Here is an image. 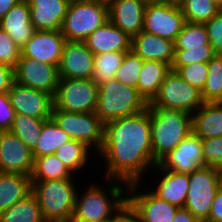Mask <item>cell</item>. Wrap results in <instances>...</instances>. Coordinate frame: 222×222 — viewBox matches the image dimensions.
I'll use <instances>...</instances> for the list:
<instances>
[{
	"mask_svg": "<svg viewBox=\"0 0 222 222\" xmlns=\"http://www.w3.org/2000/svg\"><path fill=\"white\" fill-rule=\"evenodd\" d=\"M98 153L106 164L104 178L128 185L143 182L148 169L158 164L152 152L151 108L105 123Z\"/></svg>",
	"mask_w": 222,
	"mask_h": 222,
	"instance_id": "obj_1",
	"label": "cell"
},
{
	"mask_svg": "<svg viewBox=\"0 0 222 222\" xmlns=\"http://www.w3.org/2000/svg\"><path fill=\"white\" fill-rule=\"evenodd\" d=\"M102 181L110 188L90 183L83 194L77 192L72 219L81 222H110L127 206V190L124 189L128 188V184L106 178Z\"/></svg>",
	"mask_w": 222,
	"mask_h": 222,
	"instance_id": "obj_2",
	"label": "cell"
},
{
	"mask_svg": "<svg viewBox=\"0 0 222 222\" xmlns=\"http://www.w3.org/2000/svg\"><path fill=\"white\" fill-rule=\"evenodd\" d=\"M151 108L153 158L158 163L192 132V114L176 108Z\"/></svg>",
	"mask_w": 222,
	"mask_h": 222,
	"instance_id": "obj_3",
	"label": "cell"
},
{
	"mask_svg": "<svg viewBox=\"0 0 222 222\" xmlns=\"http://www.w3.org/2000/svg\"><path fill=\"white\" fill-rule=\"evenodd\" d=\"M73 178L32 182V193L37 197L46 222H67L72 218L77 189Z\"/></svg>",
	"mask_w": 222,
	"mask_h": 222,
	"instance_id": "obj_4",
	"label": "cell"
},
{
	"mask_svg": "<svg viewBox=\"0 0 222 222\" xmlns=\"http://www.w3.org/2000/svg\"><path fill=\"white\" fill-rule=\"evenodd\" d=\"M148 106L137 88L124 85L114 78L99 86L95 113L105 124L116 118L138 114Z\"/></svg>",
	"mask_w": 222,
	"mask_h": 222,
	"instance_id": "obj_5",
	"label": "cell"
},
{
	"mask_svg": "<svg viewBox=\"0 0 222 222\" xmlns=\"http://www.w3.org/2000/svg\"><path fill=\"white\" fill-rule=\"evenodd\" d=\"M109 20L107 0H71L61 33L66 41H85Z\"/></svg>",
	"mask_w": 222,
	"mask_h": 222,
	"instance_id": "obj_6",
	"label": "cell"
},
{
	"mask_svg": "<svg viewBox=\"0 0 222 222\" xmlns=\"http://www.w3.org/2000/svg\"><path fill=\"white\" fill-rule=\"evenodd\" d=\"M222 185V170L203 166L189 174L185 208L198 220L208 219L212 202Z\"/></svg>",
	"mask_w": 222,
	"mask_h": 222,
	"instance_id": "obj_7",
	"label": "cell"
},
{
	"mask_svg": "<svg viewBox=\"0 0 222 222\" xmlns=\"http://www.w3.org/2000/svg\"><path fill=\"white\" fill-rule=\"evenodd\" d=\"M51 118L72 139L85 143L98 154L103 145L104 123L95 112L74 113L53 107Z\"/></svg>",
	"mask_w": 222,
	"mask_h": 222,
	"instance_id": "obj_8",
	"label": "cell"
},
{
	"mask_svg": "<svg viewBox=\"0 0 222 222\" xmlns=\"http://www.w3.org/2000/svg\"><path fill=\"white\" fill-rule=\"evenodd\" d=\"M99 86L92 79L60 78L54 108L74 113L95 112Z\"/></svg>",
	"mask_w": 222,
	"mask_h": 222,
	"instance_id": "obj_9",
	"label": "cell"
},
{
	"mask_svg": "<svg viewBox=\"0 0 222 222\" xmlns=\"http://www.w3.org/2000/svg\"><path fill=\"white\" fill-rule=\"evenodd\" d=\"M203 104L201 91L171 70L161 84L158 95L149 103V106L176 108L193 114Z\"/></svg>",
	"mask_w": 222,
	"mask_h": 222,
	"instance_id": "obj_10",
	"label": "cell"
},
{
	"mask_svg": "<svg viewBox=\"0 0 222 222\" xmlns=\"http://www.w3.org/2000/svg\"><path fill=\"white\" fill-rule=\"evenodd\" d=\"M185 23V17L178 3L147 2L143 31L175 42Z\"/></svg>",
	"mask_w": 222,
	"mask_h": 222,
	"instance_id": "obj_11",
	"label": "cell"
},
{
	"mask_svg": "<svg viewBox=\"0 0 222 222\" xmlns=\"http://www.w3.org/2000/svg\"><path fill=\"white\" fill-rule=\"evenodd\" d=\"M142 182L128 185L127 205L139 222H172L179 207L158 198L150 191L140 192ZM139 192V193H138Z\"/></svg>",
	"mask_w": 222,
	"mask_h": 222,
	"instance_id": "obj_12",
	"label": "cell"
},
{
	"mask_svg": "<svg viewBox=\"0 0 222 222\" xmlns=\"http://www.w3.org/2000/svg\"><path fill=\"white\" fill-rule=\"evenodd\" d=\"M14 74L16 83L46 92L53 97L60 80L58 66L27 57L19 58Z\"/></svg>",
	"mask_w": 222,
	"mask_h": 222,
	"instance_id": "obj_13",
	"label": "cell"
},
{
	"mask_svg": "<svg viewBox=\"0 0 222 222\" xmlns=\"http://www.w3.org/2000/svg\"><path fill=\"white\" fill-rule=\"evenodd\" d=\"M33 166L32 150L10 131H0V172L31 176Z\"/></svg>",
	"mask_w": 222,
	"mask_h": 222,
	"instance_id": "obj_14",
	"label": "cell"
},
{
	"mask_svg": "<svg viewBox=\"0 0 222 222\" xmlns=\"http://www.w3.org/2000/svg\"><path fill=\"white\" fill-rule=\"evenodd\" d=\"M16 114L37 119H50L54 107L53 96L30 87L13 83L8 92Z\"/></svg>",
	"mask_w": 222,
	"mask_h": 222,
	"instance_id": "obj_15",
	"label": "cell"
},
{
	"mask_svg": "<svg viewBox=\"0 0 222 222\" xmlns=\"http://www.w3.org/2000/svg\"><path fill=\"white\" fill-rule=\"evenodd\" d=\"M158 165L177 173H192L204 166L202 139L191 132L175 149L166 154Z\"/></svg>",
	"mask_w": 222,
	"mask_h": 222,
	"instance_id": "obj_16",
	"label": "cell"
},
{
	"mask_svg": "<svg viewBox=\"0 0 222 222\" xmlns=\"http://www.w3.org/2000/svg\"><path fill=\"white\" fill-rule=\"evenodd\" d=\"M58 69L63 79H92L94 54L84 42L66 41Z\"/></svg>",
	"mask_w": 222,
	"mask_h": 222,
	"instance_id": "obj_17",
	"label": "cell"
},
{
	"mask_svg": "<svg viewBox=\"0 0 222 222\" xmlns=\"http://www.w3.org/2000/svg\"><path fill=\"white\" fill-rule=\"evenodd\" d=\"M65 37L59 31H36L21 48V56L59 66Z\"/></svg>",
	"mask_w": 222,
	"mask_h": 222,
	"instance_id": "obj_18",
	"label": "cell"
},
{
	"mask_svg": "<svg viewBox=\"0 0 222 222\" xmlns=\"http://www.w3.org/2000/svg\"><path fill=\"white\" fill-rule=\"evenodd\" d=\"M109 21L133 38L143 30L144 0H107Z\"/></svg>",
	"mask_w": 222,
	"mask_h": 222,
	"instance_id": "obj_19",
	"label": "cell"
},
{
	"mask_svg": "<svg viewBox=\"0 0 222 222\" xmlns=\"http://www.w3.org/2000/svg\"><path fill=\"white\" fill-rule=\"evenodd\" d=\"M36 31H59L71 0H27Z\"/></svg>",
	"mask_w": 222,
	"mask_h": 222,
	"instance_id": "obj_20",
	"label": "cell"
},
{
	"mask_svg": "<svg viewBox=\"0 0 222 222\" xmlns=\"http://www.w3.org/2000/svg\"><path fill=\"white\" fill-rule=\"evenodd\" d=\"M83 42L94 55H99L107 52L130 51L132 38L108 20Z\"/></svg>",
	"mask_w": 222,
	"mask_h": 222,
	"instance_id": "obj_21",
	"label": "cell"
},
{
	"mask_svg": "<svg viewBox=\"0 0 222 222\" xmlns=\"http://www.w3.org/2000/svg\"><path fill=\"white\" fill-rule=\"evenodd\" d=\"M131 50L144 61H161L172 66L174 61V41L141 30L132 38Z\"/></svg>",
	"mask_w": 222,
	"mask_h": 222,
	"instance_id": "obj_22",
	"label": "cell"
},
{
	"mask_svg": "<svg viewBox=\"0 0 222 222\" xmlns=\"http://www.w3.org/2000/svg\"><path fill=\"white\" fill-rule=\"evenodd\" d=\"M0 28L5 30L12 40L22 48L36 32L31 23V11L27 0L14 5L0 20Z\"/></svg>",
	"mask_w": 222,
	"mask_h": 222,
	"instance_id": "obj_23",
	"label": "cell"
},
{
	"mask_svg": "<svg viewBox=\"0 0 222 222\" xmlns=\"http://www.w3.org/2000/svg\"><path fill=\"white\" fill-rule=\"evenodd\" d=\"M153 169H157L161 177L157 179L159 182L156 181V188L151 192L169 204L184 207L189 188V174L162 169L158 164Z\"/></svg>",
	"mask_w": 222,
	"mask_h": 222,
	"instance_id": "obj_24",
	"label": "cell"
},
{
	"mask_svg": "<svg viewBox=\"0 0 222 222\" xmlns=\"http://www.w3.org/2000/svg\"><path fill=\"white\" fill-rule=\"evenodd\" d=\"M192 132L201 139L222 137V102H204L192 114Z\"/></svg>",
	"mask_w": 222,
	"mask_h": 222,
	"instance_id": "obj_25",
	"label": "cell"
},
{
	"mask_svg": "<svg viewBox=\"0 0 222 222\" xmlns=\"http://www.w3.org/2000/svg\"><path fill=\"white\" fill-rule=\"evenodd\" d=\"M31 193V176L0 172V213Z\"/></svg>",
	"mask_w": 222,
	"mask_h": 222,
	"instance_id": "obj_26",
	"label": "cell"
},
{
	"mask_svg": "<svg viewBox=\"0 0 222 222\" xmlns=\"http://www.w3.org/2000/svg\"><path fill=\"white\" fill-rule=\"evenodd\" d=\"M171 70V66L164 62L144 61L136 88L148 104L158 95L161 84Z\"/></svg>",
	"mask_w": 222,
	"mask_h": 222,
	"instance_id": "obj_27",
	"label": "cell"
},
{
	"mask_svg": "<svg viewBox=\"0 0 222 222\" xmlns=\"http://www.w3.org/2000/svg\"><path fill=\"white\" fill-rule=\"evenodd\" d=\"M72 138L50 118L44 121L36 147L32 151L33 158L54 154L56 149Z\"/></svg>",
	"mask_w": 222,
	"mask_h": 222,
	"instance_id": "obj_28",
	"label": "cell"
},
{
	"mask_svg": "<svg viewBox=\"0 0 222 222\" xmlns=\"http://www.w3.org/2000/svg\"><path fill=\"white\" fill-rule=\"evenodd\" d=\"M0 222H46L37 197L31 193L0 213Z\"/></svg>",
	"mask_w": 222,
	"mask_h": 222,
	"instance_id": "obj_29",
	"label": "cell"
},
{
	"mask_svg": "<svg viewBox=\"0 0 222 222\" xmlns=\"http://www.w3.org/2000/svg\"><path fill=\"white\" fill-rule=\"evenodd\" d=\"M74 174L65 166L55 154L34 159L31 182L74 178Z\"/></svg>",
	"mask_w": 222,
	"mask_h": 222,
	"instance_id": "obj_30",
	"label": "cell"
},
{
	"mask_svg": "<svg viewBox=\"0 0 222 222\" xmlns=\"http://www.w3.org/2000/svg\"><path fill=\"white\" fill-rule=\"evenodd\" d=\"M90 151L93 152L85 143L72 139L56 149L54 154L73 174H75V172H80L89 164L87 162L90 158Z\"/></svg>",
	"mask_w": 222,
	"mask_h": 222,
	"instance_id": "obj_31",
	"label": "cell"
},
{
	"mask_svg": "<svg viewBox=\"0 0 222 222\" xmlns=\"http://www.w3.org/2000/svg\"><path fill=\"white\" fill-rule=\"evenodd\" d=\"M186 22L204 24L222 8L211 0H180L178 2Z\"/></svg>",
	"mask_w": 222,
	"mask_h": 222,
	"instance_id": "obj_32",
	"label": "cell"
},
{
	"mask_svg": "<svg viewBox=\"0 0 222 222\" xmlns=\"http://www.w3.org/2000/svg\"><path fill=\"white\" fill-rule=\"evenodd\" d=\"M45 120L47 119L16 114L9 131L20 138L33 151Z\"/></svg>",
	"mask_w": 222,
	"mask_h": 222,
	"instance_id": "obj_33",
	"label": "cell"
},
{
	"mask_svg": "<svg viewBox=\"0 0 222 222\" xmlns=\"http://www.w3.org/2000/svg\"><path fill=\"white\" fill-rule=\"evenodd\" d=\"M126 52H107L94 55V74L92 80L100 86L115 78Z\"/></svg>",
	"mask_w": 222,
	"mask_h": 222,
	"instance_id": "obj_34",
	"label": "cell"
},
{
	"mask_svg": "<svg viewBox=\"0 0 222 222\" xmlns=\"http://www.w3.org/2000/svg\"><path fill=\"white\" fill-rule=\"evenodd\" d=\"M174 45L175 50L205 49V45H210L205 25L186 22Z\"/></svg>",
	"mask_w": 222,
	"mask_h": 222,
	"instance_id": "obj_35",
	"label": "cell"
},
{
	"mask_svg": "<svg viewBox=\"0 0 222 222\" xmlns=\"http://www.w3.org/2000/svg\"><path fill=\"white\" fill-rule=\"evenodd\" d=\"M204 102H222V55L216 54L208 62V73L201 91Z\"/></svg>",
	"mask_w": 222,
	"mask_h": 222,
	"instance_id": "obj_36",
	"label": "cell"
},
{
	"mask_svg": "<svg viewBox=\"0 0 222 222\" xmlns=\"http://www.w3.org/2000/svg\"><path fill=\"white\" fill-rule=\"evenodd\" d=\"M143 63L144 60L133 50L127 51L122 64L116 71L115 78L124 85L136 88Z\"/></svg>",
	"mask_w": 222,
	"mask_h": 222,
	"instance_id": "obj_37",
	"label": "cell"
},
{
	"mask_svg": "<svg viewBox=\"0 0 222 222\" xmlns=\"http://www.w3.org/2000/svg\"><path fill=\"white\" fill-rule=\"evenodd\" d=\"M183 80L202 91L208 73V63L195 62L186 66L171 67Z\"/></svg>",
	"mask_w": 222,
	"mask_h": 222,
	"instance_id": "obj_38",
	"label": "cell"
},
{
	"mask_svg": "<svg viewBox=\"0 0 222 222\" xmlns=\"http://www.w3.org/2000/svg\"><path fill=\"white\" fill-rule=\"evenodd\" d=\"M215 55L211 45H205V49L175 50L171 67L186 66L195 62L208 63Z\"/></svg>",
	"mask_w": 222,
	"mask_h": 222,
	"instance_id": "obj_39",
	"label": "cell"
},
{
	"mask_svg": "<svg viewBox=\"0 0 222 222\" xmlns=\"http://www.w3.org/2000/svg\"><path fill=\"white\" fill-rule=\"evenodd\" d=\"M20 56L21 48L0 28V64L15 68Z\"/></svg>",
	"mask_w": 222,
	"mask_h": 222,
	"instance_id": "obj_40",
	"label": "cell"
},
{
	"mask_svg": "<svg viewBox=\"0 0 222 222\" xmlns=\"http://www.w3.org/2000/svg\"><path fill=\"white\" fill-rule=\"evenodd\" d=\"M204 166L222 170V137L202 139Z\"/></svg>",
	"mask_w": 222,
	"mask_h": 222,
	"instance_id": "obj_41",
	"label": "cell"
},
{
	"mask_svg": "<svg viewBox=\"0 0 222 222\" xmlns=\"http://www.w3.org/2000/svg\"><path fill=\"white\" fill-rule=\"evenodd\" d=\"M204 25L214 52L222 55V9L210 21L205 22Z\"/></svg>",
	"mask_w": 222,
	"mask_h": 222,
	"instance_id": "obj_42",
	"label": "cell"
},
{
	"mask_svg": "<svg viewBox=\"0 0 222 222\" xmlns=\"http://www.w3.org/2000/svg\"><path fill=\"white\" fill-rule=\"evenodd\" d=\"M8 93L0 94V131H9L15 118Z\"/></svg>",
	"mask_w": 222,
	"mask_h": 222,
	"instance_id": "obj_43",
	"label": "cell"
},
{
	"mask_svg": "<svg viewBox=\"0 0 222 222\" xmlns=\"http://www.w3.org/2000/svg\"><path fill=\"white\" fill-rule=\"evenodd\" d=\"M14 82V68L5 64H0V94L8 93Z\"/></svg>",
	"mask_w": 222,
	"mask_h": 222,
	"instance_id": "obj_44",
	"label": "cell"
},
{
	"mask_svg": "<svg viewBox=\"0 0 222 222\" xmlns=\"http://www.w3.org/2000/svg\"><path fill=\"white\" fill-rule=\"evenodd\" d=\"M208 220L222 222V185L216 191Z\"/></svg>",
	"mask_w": 222,
	"mask_h": 222,
	"instance_id": "obj_45",
	"label": "cell"
},
{
	"mask_svg": "<svg viewBox=\"0 0 222 222\" xmlns=\"http://www.w3.org/2000/svg\"><path fill=\"white\" fill-rule=\"evenodd\" d=\"M110 222H139V221L136 214L127 205Z\"/></svg>",
	"mask_w": 222,
	"mask_h": 222,
	"instance_id": "obj_46",
	"label": "cell"
},
{
	"mask_svg": "<svg viewBox=\"0 0 222 222\" xmlns=\"http://www.w3.org/2000/svg\"><path fill=\"white\" fill-rule=\"evenodd\" d=\"M185 207H179L172 222H198Z\"/></svg>",
	"mask_w": 222,
	"mask_h": 222,
	"instance_id": "obj_47",
	"label": "cell"
},
{
	"mask_svg": "<svg viewBox=\"0 0 222 222\" xmlns=\"http://www.w3.org/2000/svg\"><path fill=\"white\" fill-rule=\"evenodd\" d=\"M21 0H0V20L4 15Z\"/></svg>",
	"mask_w": 222,
	"mask_h": 222,
	"instance_id": "obj_48",
	"label": "cell"
},
{
	"mask_svg": "<svg viewBox=\"0 0 222 222\" xmlns=\"http://www.w3.org/2000/svg\"><path fill=\"white\" fill-rule=\"evenodd\" d=\"M146 2H165V1H168V0H144Z\"/></svg>",
	"mask_w": 222,
	"mask_h": 222,
	"instance_id": "obj_49",
	"label": "cell"
},
{
	"mask_svg": "<svg viewBox=\"0 0 222 222\" xmlns=\"http://www.w3.org/2000/svg\"><path fill=\"white\" fill-rule=\"evenodd\" d=\"M211 1L215 2L222 8V0H211Z\"/></svg>",
	"mask_w": 222,
	"mask_h": 222,
	"instance_id": "obj_50",
	"label": "cell"
},
{
	"mask_svg": "<svg viewBox=\"0 0 222 222\" xmlns=\"http://www.w3.org/2000/svg\"><path fill=\"white\" fill-rule=\"evenodd\" d=\"M67 222H81V221H78V220H75V219H69Z\"/></svg>",
	"mask_w": 222,
	"mask_h": 222,
	"instance_id": "obj_51",
	"label": "cell"
},
{
	"mask_svg": "<svg viewBox=\"0 0 222 222\" xmlns=\"http://www.w3.org/2000/svg\"><path fill=\"white\" fill-rule=\"evenodd\" d=\"M198 222H213V221H210L208 219H205V220H199Z\"/></svg>",
	"mask_w": 222,
	"mask_h": 222,
	"instance_id": "obj_52",
	"label": "cell"
},
{
	"mask_svg": "<svg viewBox=\"0 0 222 222\" xmlns=\"http://www.w3.org/2000/svg\"><path fill=\"white\" fill-rule=\"evenodd\" d=\"M168 1L178 3L180 0H168Z\"/></svg>",
	"mask_w": 222,
	"mask_h": 222,
	"instance_id": "obj_53",
	"label": "cell"
}]
</instances>
